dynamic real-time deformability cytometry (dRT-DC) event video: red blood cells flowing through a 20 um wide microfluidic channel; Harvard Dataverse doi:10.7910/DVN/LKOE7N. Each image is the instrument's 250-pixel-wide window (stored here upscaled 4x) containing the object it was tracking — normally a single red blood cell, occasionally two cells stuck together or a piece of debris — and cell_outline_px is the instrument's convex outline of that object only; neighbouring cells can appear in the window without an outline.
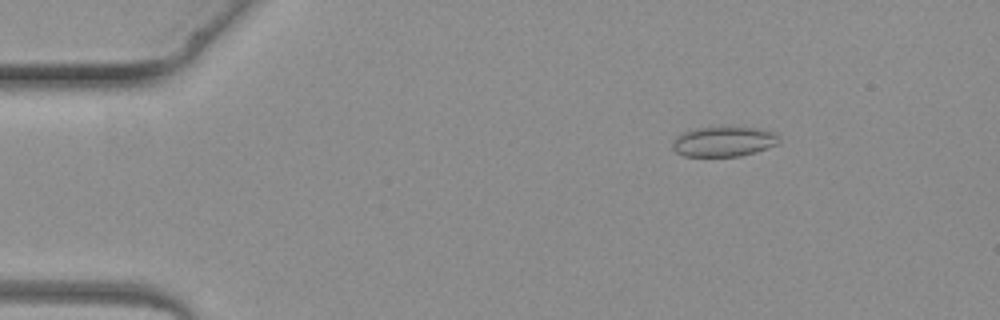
{"species": "common noctule bat (a hibernating species)", "species_latin": "Nyctalus noctula", "temperature_condition": "warm", "stored_images_in_passage": 4, "camera_frame_rate_fps": 3000, "um_per_image_px": 0.085, "animal": {"sex": "female", "body_mass_g": 19.3, "forearm_length_mm": 54.1}, "frame": {"image": 1, "passage_image": 2, "time_ms": 1.333, "image_size_px": [1000, 320], "cell_outline_px": [[780, 140], [776, 144], [768, 148], [756, 152], [740, 156], [684, 156], [676, 152], [672, 148], [672, 140], [676, 136], [684, 132], [696, 128], [724, 124], [760, 128], [776, 132], [780, 136]], "centroid_in_image_um": [61.54, 11.98], "position_along_channel_um": 23.5, "area_um2": 19.54}}